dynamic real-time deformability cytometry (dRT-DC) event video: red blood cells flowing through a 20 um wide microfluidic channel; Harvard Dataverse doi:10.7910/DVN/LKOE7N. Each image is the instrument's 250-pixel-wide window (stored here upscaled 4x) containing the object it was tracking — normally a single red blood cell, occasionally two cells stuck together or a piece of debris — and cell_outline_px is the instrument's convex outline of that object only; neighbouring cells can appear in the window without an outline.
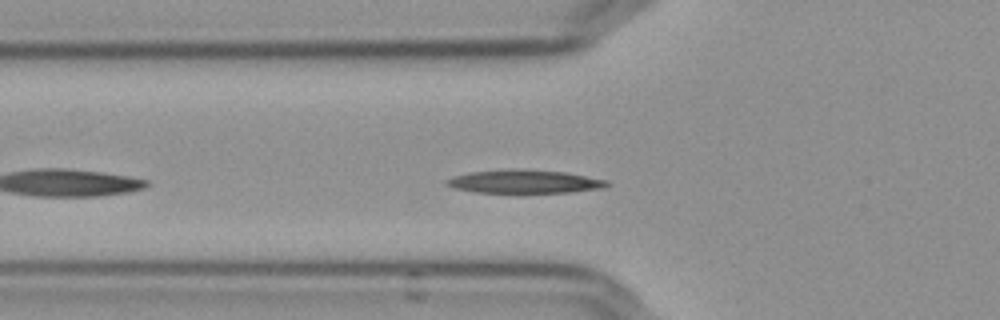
{"species": "Egyptian fruit bat (a non-hibernating species)", "species_latin": "Rousettus aegyptiacus", "temperature_condition": "cold", "stored_images_in_passage": 30, "camera_frame_rate_fps": 3000, "um_per_image_px": 0.085, "frame": {"image": 1, "passage_image": 5, "time_ms": 1.333, "image_size_px": [1000, 320], "cell_outline_px": [[612, 184], [608, 188], [572, 192], [516, 196], [476, 192], [452, 188], [444, 184], [444, 180], [452, 176], [468, 172], [524, 168], [568, 172], [608, 180]], "centroid_in_image_um": [44.61, 15.48], "position_along_channel_um": 81.2, "area_um2": 23.7}}
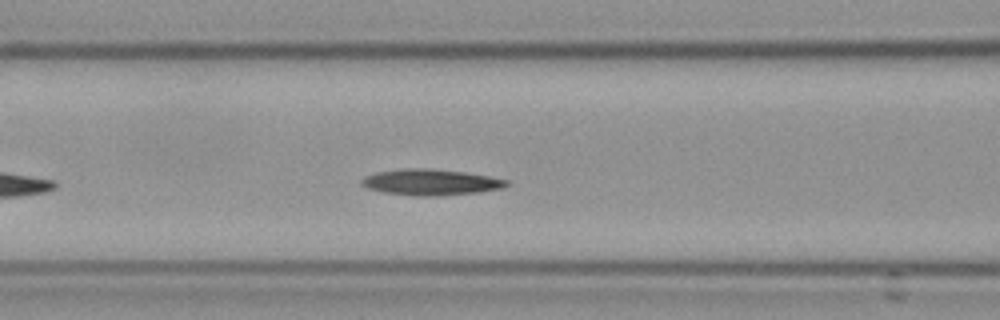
{"frame": {"image": 2, "passage_image": 9, "time_ms": 2.667, "image_size_px": [1000, 320], "cell_outline_px": [[508, 184], [504, 188], [480, 192], [436, 196], [412, 196], [384, 192], [368, 188], [360, 184], [360, 180], [364, 176], [376, 172], [404, 168], [428, 168], [464, 172], [488, 176], [508, 180]], "centroid_in_image_um": [36.59, 15.49], "position_along_channel_um": 130.0, "area_um2": 22.08}, "authors_computed_cell_mechanics": {"area_um2": 21.2415, "velocity_mm_per_s": 3.6006, "shape_relaxation_time_tau1_ms": 3.4283, "shape_relaxation_time_tau2_ms": 4.4837, "deformation_change_tau1": 0.108, "deformation_change_tau2": 0.0846}}